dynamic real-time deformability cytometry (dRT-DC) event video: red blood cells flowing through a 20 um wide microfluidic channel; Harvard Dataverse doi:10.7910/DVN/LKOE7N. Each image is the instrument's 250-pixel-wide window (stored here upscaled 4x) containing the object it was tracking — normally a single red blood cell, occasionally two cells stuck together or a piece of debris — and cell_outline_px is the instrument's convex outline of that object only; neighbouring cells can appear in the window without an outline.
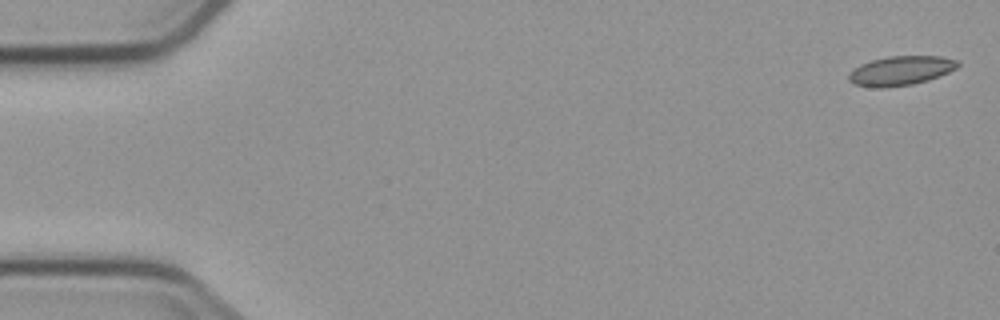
{"species": "common noctule bat (a hibernating species)", "species_latin": "Nyctalus noctula", "temperature_condition": "cold", "stored_images_in_passage": 5, "camera_frame_rate_fps": 3000, "um_per_image_px": 0.085, "animal": {"sex": "male", "body_mass_g": 23.1, "forearm_length_mm": 52.7}, "frame": {"image": 1, "passage_image": 1, "time_ms": 0.0, "image_size_px": [1000, 320], "cell_outline_px": [[960, 64], [956, 68], [940, 76], [928, 80], [912, 84], [884, 88], [880, 88], [856, 84], [848, 80], [848, 76], [860, 64], [872, 60], [888, 56], [940, 56], [956, 60]], "centroid_in_image_um": [76.59, 6.0], "position_along_channel_um": 8.4, "area_um2": 18.38}}
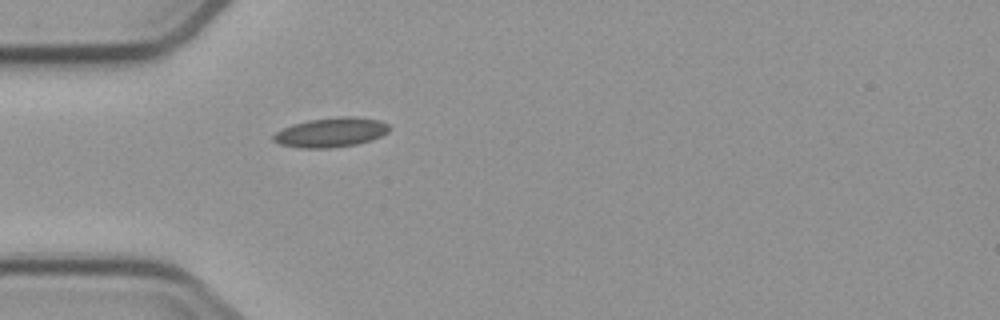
{"frame": {"image": 2, "passage_image": 5, "time_ms": 5.0, "image_size_px": [1000, 320], "cell_outline_px": [[392, 128], [388, 132], [372, 140], [356, 144], [328, 148], [300, 148], [280, 144], [272, 140], [272, 136], [276, 132], [292, 124], [308, 120], [336, 116], [356, 116], [380, 120], [388, 124]], "centroid_in_image_um": [28.15, 11.24], "position_along_channel_um": 56.8, "area_um2": 20.11}}